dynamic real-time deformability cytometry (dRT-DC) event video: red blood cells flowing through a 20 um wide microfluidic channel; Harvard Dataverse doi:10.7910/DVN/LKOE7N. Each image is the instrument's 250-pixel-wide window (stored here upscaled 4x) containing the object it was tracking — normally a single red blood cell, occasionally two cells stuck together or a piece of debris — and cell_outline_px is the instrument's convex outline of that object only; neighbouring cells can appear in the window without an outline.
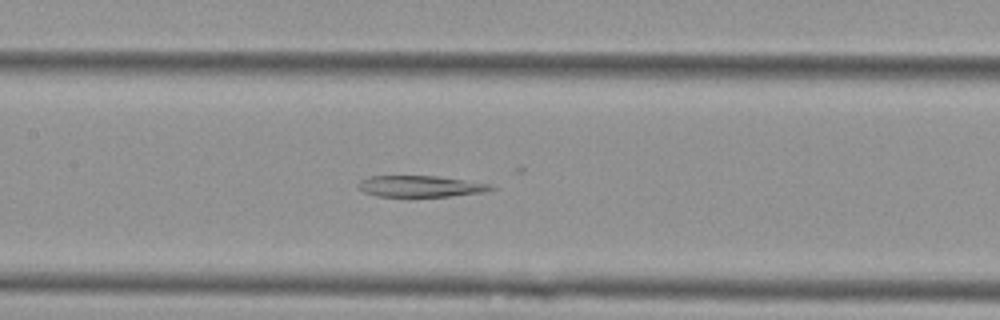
{"species": "Egyptian fruit bat (a non-hibernating species)", "species_latin": "Rousettus aegyptiacus", "temperature_condition": "cold", "stored_images_in_passage": 55, "camera_frame_rate_fps": 3000, "um_per_image_px": 0.085, "animal": {"sex": "female"}, "frame": {"image": 1, "passage_image": 26, "time_ms": 8.333, "image_size_px": [1000, 320], "cell_outline_px": [[496, 188], [484, 192], [452, 196], [376, 196], [364, 192], [356, 184], [360, 180], [372, 176], [436, 176], [492, 184]], "centroid_in_image_um": [35.75, 15.83], "position_along_channel_um": 171.6, "area_um2": 16.36}}
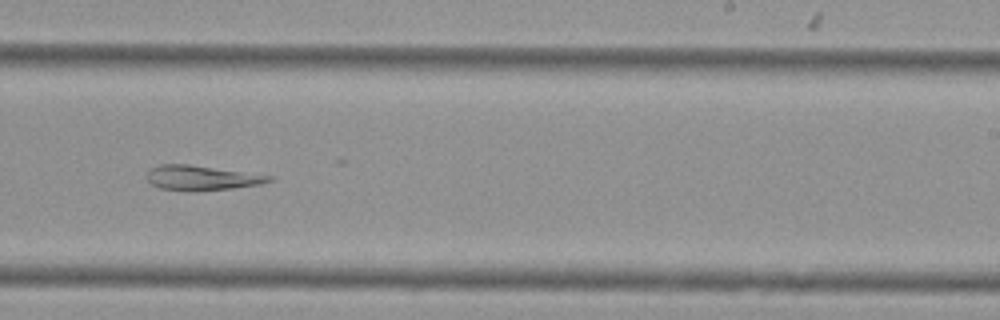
{"frame": {"image": 2, "passage_image": 34, "time_ms": 11.0, "image_size_px": [1000, 320], "cell_outline_px": [[276, 180], [260, 184], [232, 188], [160, 188], [152, 184], [148, 180], [148, 172], [152, 168], [160, 164], [188, 164], [272, 176]], "centroid_in_image_um": [17.18, 15.07], "position_along_channel_um": 271.8, "area_um2": 16.47}}
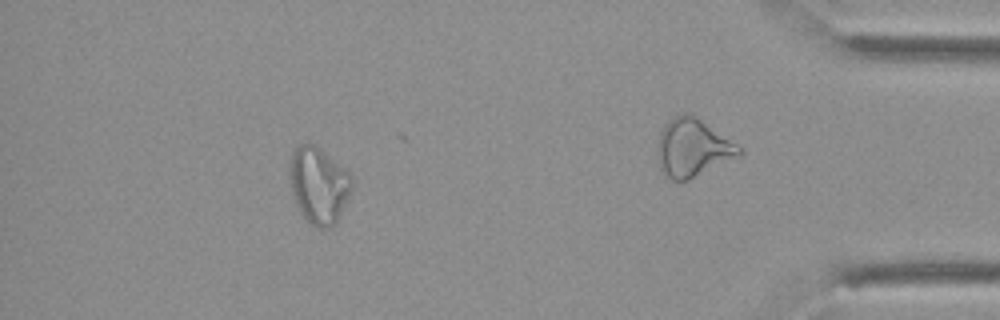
{"frame": {"image": 3, "passage_image": 49, "time_ms": 16.0, "image_size_px": [1000, 320], "cell_outline_px": [[352, 188], [340, 216], [336, 224], [328, 228], [316, 228], [296, 208], [292, 196], [288, 172], [288, 160], [296, 144], [304, 140], [308, 140], [320, 148], [348, 168], [352, 176]], "centroid_in_image_um": [27.06, 15.67], "position_along_channel_um": 408.1, "area_um2": 28.9}}